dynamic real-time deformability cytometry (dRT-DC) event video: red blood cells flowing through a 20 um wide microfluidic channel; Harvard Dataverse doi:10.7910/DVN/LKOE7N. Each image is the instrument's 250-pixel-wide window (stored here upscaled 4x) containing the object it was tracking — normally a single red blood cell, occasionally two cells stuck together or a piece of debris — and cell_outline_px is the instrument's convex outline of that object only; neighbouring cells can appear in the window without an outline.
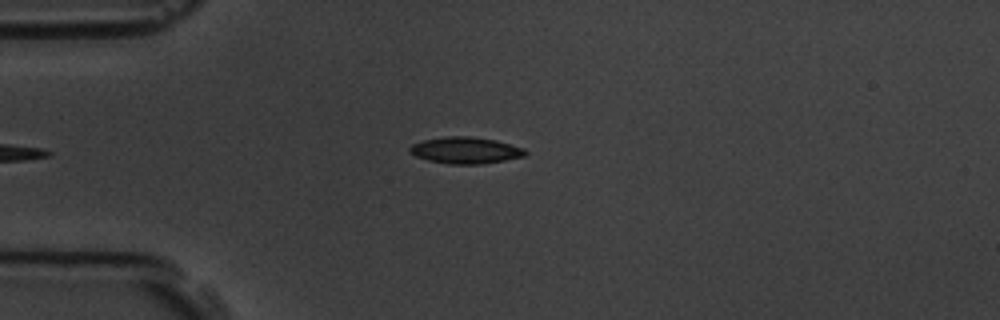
{"species": "common noctule bat (a hibernating species)", "species_latin": "Nyctalus noctula", "temperature_condition": "room temperature", "stored_images_in_passage": 6, "camera_frame_rate_fps": 3000, "um_per_image_px": 0.085, "animal": {"sex": "male", "body_mass_g": 19.5, "forearm_length_mm": 54.6}, "frame": {"image": 1, "passage_image": 6, "time_ms": 5.667, "image_size_px": [1000, 320], "cell_outline_px": [[528, 152], [524, 156], [504, 160], [480, 164], [448, 164], [428, 160], [416, 156], [408, 152], [408, 148], [412, 144], [424, 140], [448, 136], [468, 136], [496, 140], [524, 148]], "centroid_in_image_um": [39.55, 12.78], "position_along_channel_um": 45.4, "area_um2": 17.8}}